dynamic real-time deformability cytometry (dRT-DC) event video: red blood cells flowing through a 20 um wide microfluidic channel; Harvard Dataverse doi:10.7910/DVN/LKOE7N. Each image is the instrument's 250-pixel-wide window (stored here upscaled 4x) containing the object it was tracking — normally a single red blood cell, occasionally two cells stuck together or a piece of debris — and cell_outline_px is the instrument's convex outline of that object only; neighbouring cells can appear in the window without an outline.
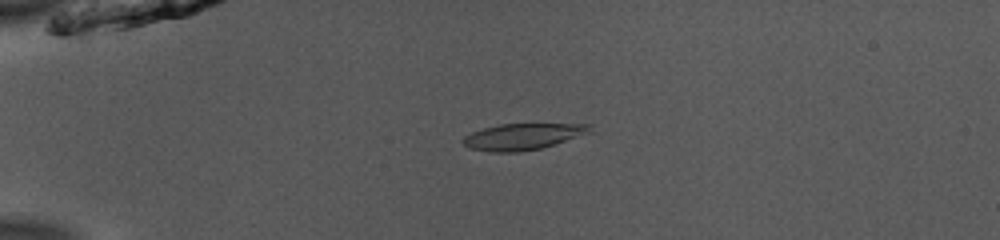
{"species": "common noctule bat (a hibernating species)", "species_latin": "Nyctalus noctula", "temperature_condition": "room temperature", "stored_images_in_passage": 39, "camera_frame_rate_fps": 3000, "um_per_image_px": 0.085, "animal": {"sex": "male", "body_mass_g": 13.0, "forearm_length_mm": 53.1}, "frame": {"image": 1, "passage_image": 1, "time_ms": 0.0, "image_size_px": [1000, 240], "cell_outline_px": [[592, 132], [556, 144], [540, 148], [520, 152], [488, 152], [468, 148], [460, 140], [464, 136], [472, 132], [484, 128], [500, 124], [592, 124]], "centroid_in_image_um": [44.43, 11.61], "position_along_channel_um": 40.6, "area_um2": 19.59}}
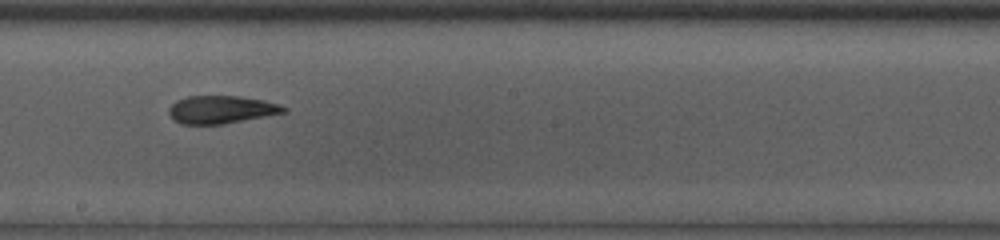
{"frame": {"image": 2, "passage_image": 18, "time_ms": 5.667, "image_size_px": [1000, 240], "cell_outline_px": [[288, 112], [224, 124], [180, 124], [172, 120], [168, 112], [168, 108], [176, 100], [188, 96], [240, 96], [264, 100], [288, 108]], "centroid_in_image_um": [18.78, 9.32], "position_along_channel_um": 229.4, "area_um2": 18.79}}
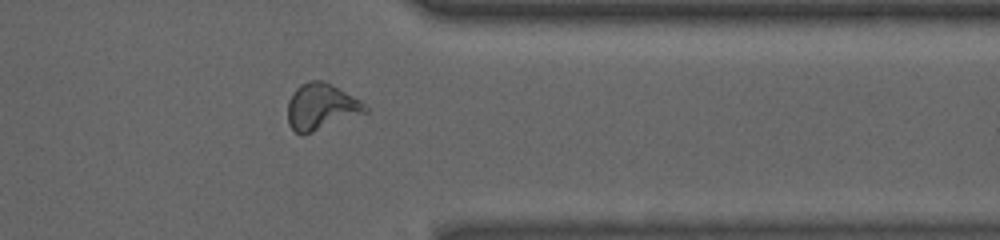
{"frame": {"image": 3, "passage_image": 30, "time_ms": 9.667, "image_size_px": [1000, 240], "cell_outline_px": [[368, 112], [312, 132], [300, 136], [288, 124], [288, 100], [292, 92], [300, 84], [308, 80], [324, 80], [332, 84], [360, 100], [368, 108]], "centroid_in_image_um": [27.28, 9.06], "position_along_channel_um": 384.1, "area_um2": 21.04}, "authors_computed_cell_mechanics": {"area_um2": 19.8254, "velocity_mm_per_s": 3.9523, "shape_relaxation_time_tau1_ms": null, "shape_relaxation_time_tau2_ms": 2.622, "deformation_change_tau1": null, "deformation_change_tau2": 0.1128}}